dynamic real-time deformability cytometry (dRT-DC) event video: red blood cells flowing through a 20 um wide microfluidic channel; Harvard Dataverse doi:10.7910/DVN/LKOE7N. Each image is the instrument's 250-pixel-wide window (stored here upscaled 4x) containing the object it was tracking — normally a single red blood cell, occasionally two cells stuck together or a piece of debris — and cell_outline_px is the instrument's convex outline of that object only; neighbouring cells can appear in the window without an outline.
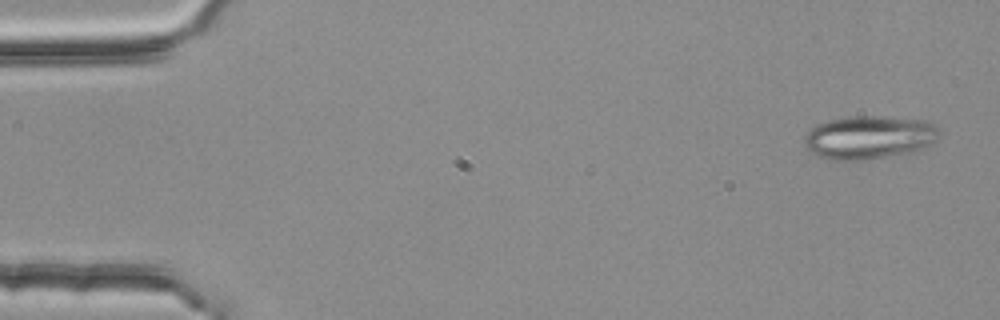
{"species": "common noctule bat (a hibernating species)", "species_latin": "Nyctalus noctula", "temperature_condition": "room temperature", "stored_images_in_passage": 3, "camera_frame_rate_fps": 3000, "um_per_image_px": 0.085, "animal": {"sex": "female", "body_mass_g": 25.1}, "frame": {"image": 1, "passage_image": 1, "time_ms": 0.0, "image_size_px": [1000, 320], "cell_outline_px": [[940, 136], [936, 140], [912, 152], [860, 160], [828, 160], [816, 156], [804, 144], [804, 136], [816, 124], [828, 120], [848, 116], [872, 116], [924, 120], [936, 124], [940, 128]], "centroid_in_image_um": [73.86, 11.67], "position_along_channel_um": 11.1, "area_um2": 34.04}}